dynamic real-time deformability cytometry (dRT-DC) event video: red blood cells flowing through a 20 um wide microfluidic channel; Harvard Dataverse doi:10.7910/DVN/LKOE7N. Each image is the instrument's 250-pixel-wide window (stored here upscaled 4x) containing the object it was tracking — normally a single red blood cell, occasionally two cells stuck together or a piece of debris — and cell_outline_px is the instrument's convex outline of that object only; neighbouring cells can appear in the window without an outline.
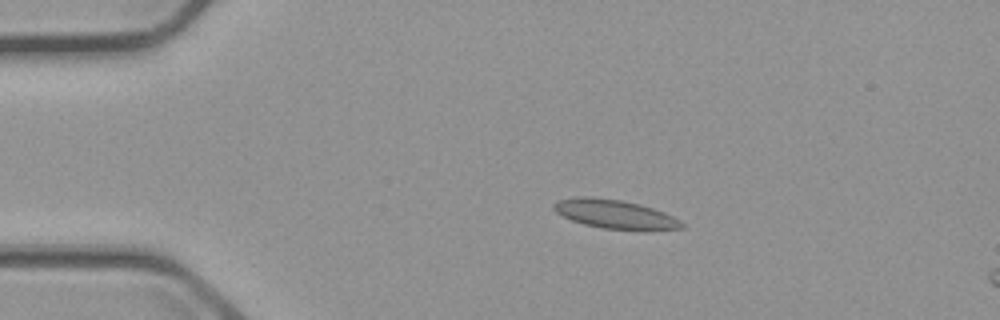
{"species": "common noctule bat (a hibernating species)", "species_latin": "Nyctalus noctula", "temperature_condition": "cold", "stored_images_in_passage": 4, "camera_frame_rate_fps": 3000, "um_per_image_px": 0.085, "animal": {"sex": "male", "body_mass_g": 23.1, "forearm_length_mm": 52.7}, "frame": {"image": 1, "passage_image": 2, "time_ms": 2.0, "image_size_px": [1000, 320], "cell_outline_px": [[684, 228], [604, 228], [584, 224], [572, 220], [556, 212], [552, 208], [552, 204], [560, 200], [576, 196], [588, 196], [620, 200], [652, 208], [672, 216], [680, 220], [684, 224]], "centroid_in_image_um": [52.17, 18.16], "position_along_channel_um": 32.8, "area_um2": 20.58}}